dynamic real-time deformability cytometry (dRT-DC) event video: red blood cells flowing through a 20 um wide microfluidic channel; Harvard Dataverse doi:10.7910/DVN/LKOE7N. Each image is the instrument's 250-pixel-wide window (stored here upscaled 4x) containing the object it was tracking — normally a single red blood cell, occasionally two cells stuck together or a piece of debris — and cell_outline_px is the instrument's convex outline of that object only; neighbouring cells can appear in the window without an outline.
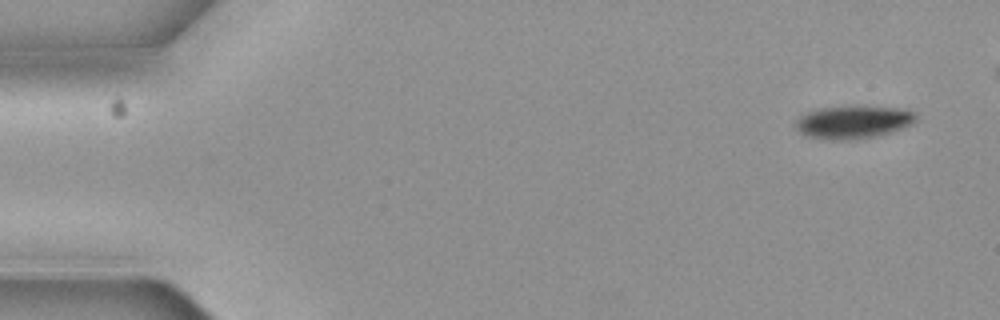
{"species": "common noctule bat (a hibernating species)", "species_latin": "Nyctalus noctula", "temperature_condition": "cold", "stored_images_in_passage": 6, "camera_frame_rate_fps": 3000, "um_per_image_px": 0.085, "animal": {"sex": "female", "body_mass_g": 19.3, "forearm_length_mm": 54.1}, "frame": {"image": 1, "passage_image": 1, "time_ms": 0.0, "image_size_px": [1000, 320], "cell_outline_px": [[916, 120], [912, 124], [876, 136], [848, 140], [836, 140], [808, 136], [800, 132], [796, 128], [796, 120], [804, 112], [816, 108], [896, 108], [916, 112]], "centroid_in_image_um": [72.48, 10.39], "position_along_channel_um": 12.5, "area_um2": 22.25}}